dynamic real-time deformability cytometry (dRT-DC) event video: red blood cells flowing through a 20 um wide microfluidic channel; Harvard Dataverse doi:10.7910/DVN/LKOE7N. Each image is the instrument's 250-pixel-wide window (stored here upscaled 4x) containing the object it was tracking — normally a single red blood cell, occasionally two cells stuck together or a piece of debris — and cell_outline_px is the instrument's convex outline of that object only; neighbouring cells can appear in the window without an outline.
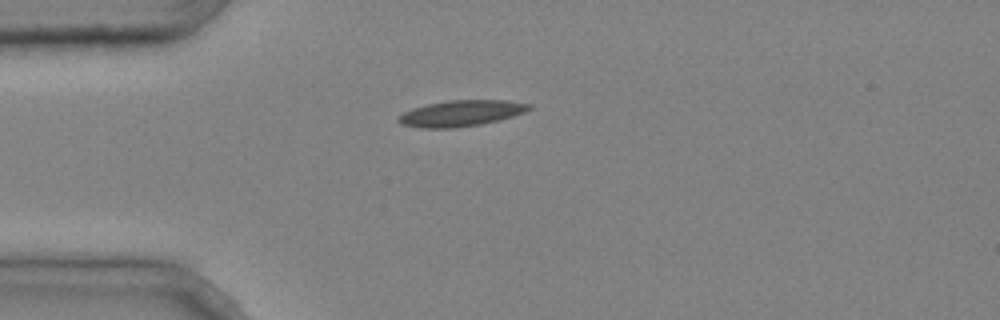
{"species": "common noctule bat (a hibernating species)", "species_latin": "Nyctalus noctula", "temperature_condition": "cold", "stored_images_in_passage": 1, "camera_frame_rate_fps": 3000, "um_per_image_px": 0.085, "animal": {"sex": "male", "body_mass_g": 20.4}, "frame": {"image": 1, "passage_image": 1, "time_ms": 0.0, "image_size_px": [1000, 320], "cell_outline_px": [[532, 108], [524, 112], [500, 120], [480, 124], [452, 128], [420, 128], [400, 124], [396, 120], [396, 116], [412, 108], [428, 104], [448, 100], [508, 100], [532, 104]], "centroid_in_image_um": [39.17, 9.63], "position_along_channel_um": 45.8, "area_um2": 19.94}}